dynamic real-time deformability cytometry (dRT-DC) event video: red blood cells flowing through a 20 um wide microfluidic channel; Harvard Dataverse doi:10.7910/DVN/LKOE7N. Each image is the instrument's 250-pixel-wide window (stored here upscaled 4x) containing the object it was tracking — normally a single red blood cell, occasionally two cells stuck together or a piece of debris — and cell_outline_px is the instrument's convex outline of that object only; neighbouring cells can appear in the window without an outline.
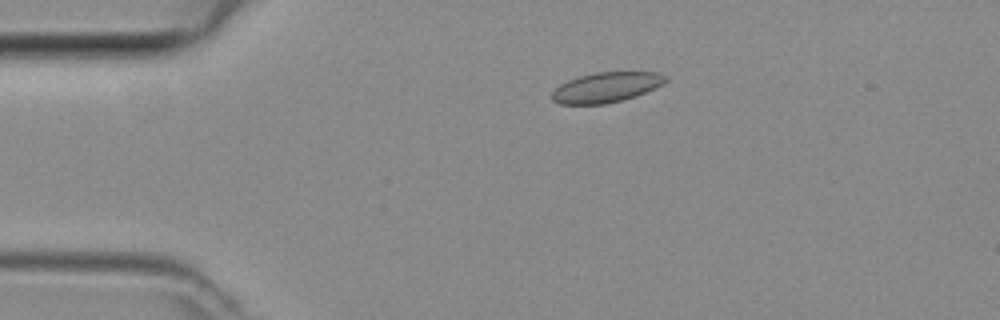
{"species": "common noctule bat (a hibernating species)", "species_latin": "Nyctalus noctula", "temperature_condition": "room temperature", "stored_images_in_passage": 3, "camera_frame_rate_fps": 3000, "um_per_image_px": 0.085, "animal": {"sex": "female", "body_mass_g": 29.2, "forearm_length_mm": 56.3}, "frame": {"image": 1, "passage_image": 2, "time_ms": 0.333, "image_size_px": [1000, 320], "cell_outline_px": [[668, 80], [664, 84], [636, 96], [604, 104], [560, 104], [552, 100], [552, 92], [560, 84], [568, 80], [580, 76], [596, 72], [660, 72], [668, 76]], "centroid_in_image_um": [51.56, 7.41], "position_along_channel_um": 33.4, "area_um2": 19.94}}